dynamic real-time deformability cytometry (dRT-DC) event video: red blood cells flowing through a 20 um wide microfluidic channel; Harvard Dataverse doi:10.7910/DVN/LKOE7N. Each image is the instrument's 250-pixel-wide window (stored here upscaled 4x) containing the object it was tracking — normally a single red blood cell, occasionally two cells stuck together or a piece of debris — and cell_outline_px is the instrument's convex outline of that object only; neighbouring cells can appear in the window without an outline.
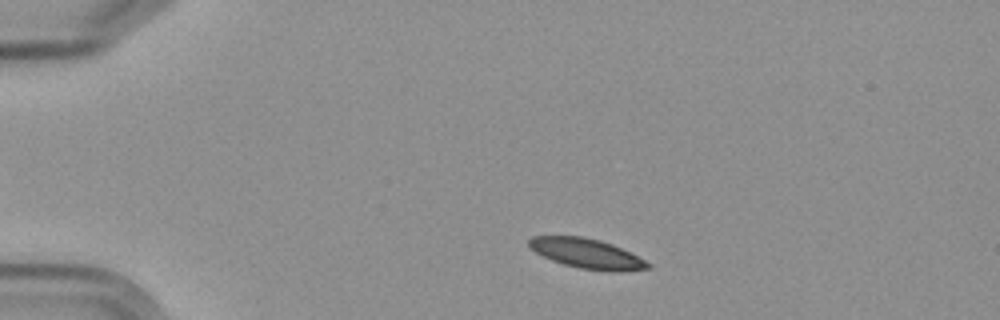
{"species": "Egyptian fruit bat (a non-hibernating species)", "species_latin": "Rousettus aegyptiacus", "temperature_condition": "cold", "stored_images_in_passage": 4, "camera_frame_rate_fps": 3000, "um_per_image_px": 0.085, "frame": {"image": 1, "passage_image": 1, "time_ms": 0.0, "image_size_px": [1000, 320], "cell_outline_px": [[652, 268], [620, 272], [608, 272], [580, 268], [564, 264], [552, 260], [536, 252], [528, 244], [528, 240], [532, 236], [580, 236], [600, 240], [612, 244], [652, 264]], "centroid_in_image_um": [49.91, 21.56], "position_along_channel_um": 35.1, "area_um2": 20.52}}
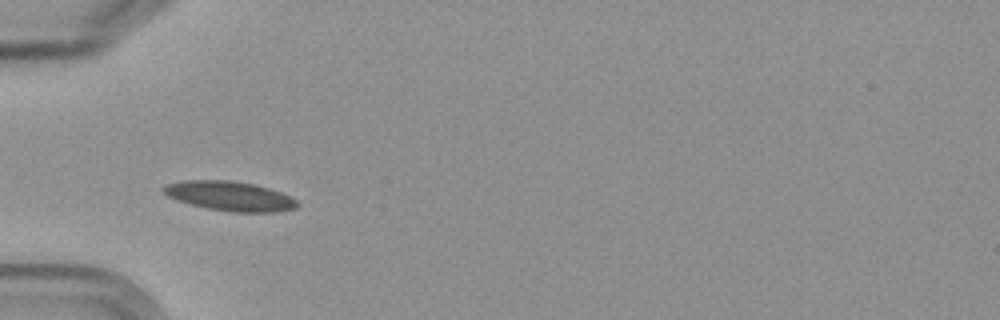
{"frame": {"image": 2, "passage_image": 3, "time_ms": 2.333, "image_size_px": [1000, 320], "cell_outline_px": [[300, 204], [296, 208], [280, 212], [232, 212], [208, 208], [176, 200], [160, 192], [160, 188], [164, 184], [184, 180], [232, 180], [252, 184], [268, 188], [280, 192], [296, 200]], "centroid_in_image_um": [19.49, 16.66], "position_along_channel_um": 65.5, "area_um2": 23.12}}
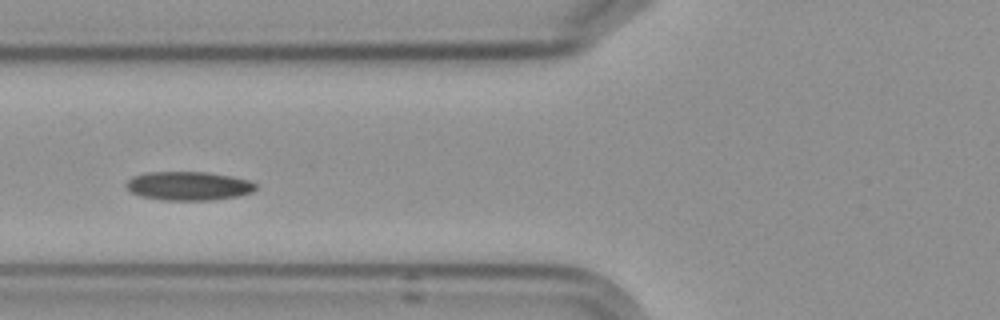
{"frame": {"image": 3, "passage_image": 4, "time_ms": 3.667, "image_size_px": [1000, 320], "cell_outline_px": [[256, 188], [252, 192], [236, 196], [212, 200], [160, 200], [140, 196], [132, 192], [124, 184], [132, 176], [144, 172], [208, 172], [232, 176], [248, 180], [256, 184]], "centroid_in_image_um": [15.99, 15.8], "position_along_channel_um": 109.8, "area_um2": 21.79}}